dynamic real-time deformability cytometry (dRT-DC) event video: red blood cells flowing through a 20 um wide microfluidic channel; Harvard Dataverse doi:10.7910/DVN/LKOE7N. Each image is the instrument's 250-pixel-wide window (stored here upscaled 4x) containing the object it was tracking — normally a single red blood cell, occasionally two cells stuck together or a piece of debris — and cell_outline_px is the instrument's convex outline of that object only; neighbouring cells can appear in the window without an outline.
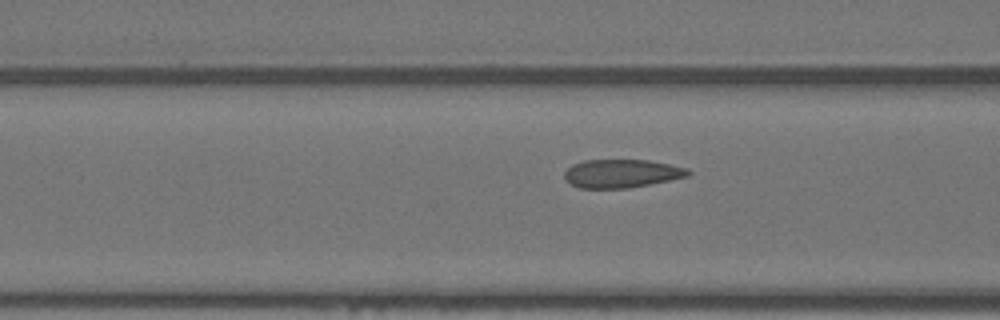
{"species": "Egyptian fruit bat (a non-hibernating species)", "species_latin": "Rousettus aegyptiacus", "temperature_condition": "warm", "stored_images_in_passage": 13, "camera_frame_rate_fps": 3000, "um_per_image_px": 0.085, "animal": {"sex": "female"}, "frame": {"image": 1, "passage_image": 11, "time_ms": 3.333, "image_size_px": [1000, 320], "cell_outline_px": [[692, 172], [688, 176], [628, 188], [580, 188], [564, 180], [564, 172], [572, 164], [584, 160], [648, 160], [688, 168]], "centroid_in_image_um": [52.81, 14.74], "position_along_channel_um": 113.8, "area_um2": 20.35}}